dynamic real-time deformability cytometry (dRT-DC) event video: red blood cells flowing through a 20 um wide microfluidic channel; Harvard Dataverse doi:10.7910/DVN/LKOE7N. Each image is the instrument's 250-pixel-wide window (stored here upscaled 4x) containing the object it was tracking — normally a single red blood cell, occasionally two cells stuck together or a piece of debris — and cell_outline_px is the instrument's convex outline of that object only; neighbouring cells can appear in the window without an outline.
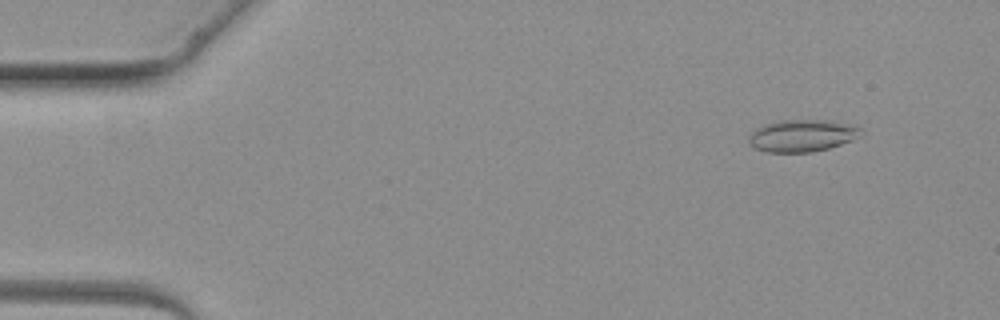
{"species": "common noctule bat (a hibernating species)", "species_latin": "Nyctalus noctula", "temperature_condition": "warm", "stored_images_in_passage": 4, "camera_frame_rate_fps": 3000, "um_per_image_px": 0.085, "animal": {"sex": "female", "body_mass_g": 19.3, "forearm_length_mm": 54.1}, "frame": {"image": 1, "passage_image": 2, "time_ms": 1.0, "image_size_px": [1000, 320], "cell_outline_px": [[860, 136], [852, 140], [828, 148], [812, 152], [768, 152], [756, 148], [748, 140], [748, 136], [756, 128], [764, 124], [780, 120], [824, 120], [844, 124], [860, 128]], "centroid_in_image_um": [68.13, 11.53], "position_along_channel_um": 16.9, "area_um2": 20.58}}
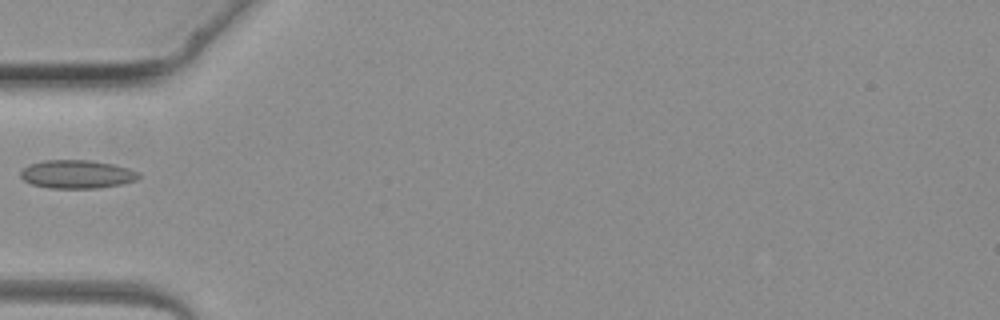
{"frame": {"image": 2, "passage_image": 4, "time_ms": 4.333, "image_size_px": [1000, 320], "cell_outline_px": [[140, 176], [136, 180], [120, 184], [96, 188], [48, 188], [32, 184], [24, 180], [20, 176], [20, 172], [28, 164], [44, 160], [92, 160], [112, 164], [128, 168], [140, 172]], "centroid_in_image_um": [6.53, 14.8], "position_along_channel_um": 78.5, "area_um2": 19.54}}